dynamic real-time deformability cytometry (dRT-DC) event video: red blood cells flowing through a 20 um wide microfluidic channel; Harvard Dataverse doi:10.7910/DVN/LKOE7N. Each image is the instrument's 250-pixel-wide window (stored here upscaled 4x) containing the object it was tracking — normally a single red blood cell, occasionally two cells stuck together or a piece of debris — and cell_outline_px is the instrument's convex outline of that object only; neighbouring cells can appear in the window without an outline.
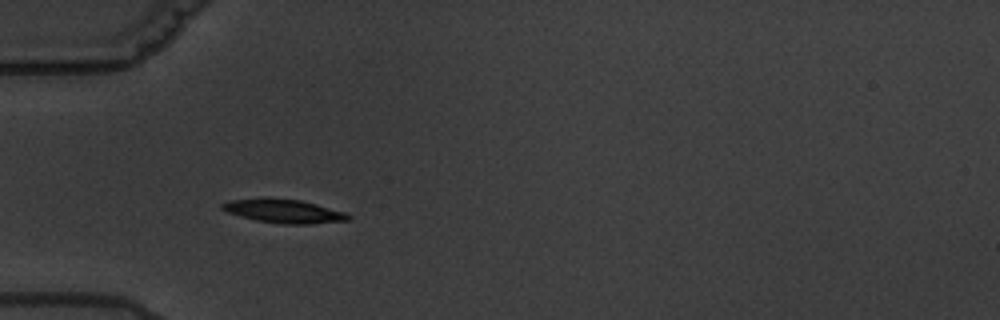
{"species": "common noctule bat (a hibernating species)", "species_latin": "Nyctalus noctula", "temperature_condition": "warm", "stored_images_in_passage": 7, "camera_frame_rate_fps": 3000, "um_per_image_px": 0.085, "animal": {"sex": "male", "body_mass_g": 19.5, "forearm_length_mm": 54.6}, "frame": {"image": 1, "passage_image": 6, "time_ms": 6.0, "image_size_px": [1000, 320], "cell_outline_px": [[352, 220], [308, 224], [284, 224], [256, 220], [240, 216], [228, 212], [220, 208], [220, 204], [232, 200], [264, 196], [268, 196], [300, 200], [348, 212], [352, 216]], "centroid_in_image_um": [24.15, 17.92], "position_along_channel_um": 60.8, "area_um2": 17.86}}